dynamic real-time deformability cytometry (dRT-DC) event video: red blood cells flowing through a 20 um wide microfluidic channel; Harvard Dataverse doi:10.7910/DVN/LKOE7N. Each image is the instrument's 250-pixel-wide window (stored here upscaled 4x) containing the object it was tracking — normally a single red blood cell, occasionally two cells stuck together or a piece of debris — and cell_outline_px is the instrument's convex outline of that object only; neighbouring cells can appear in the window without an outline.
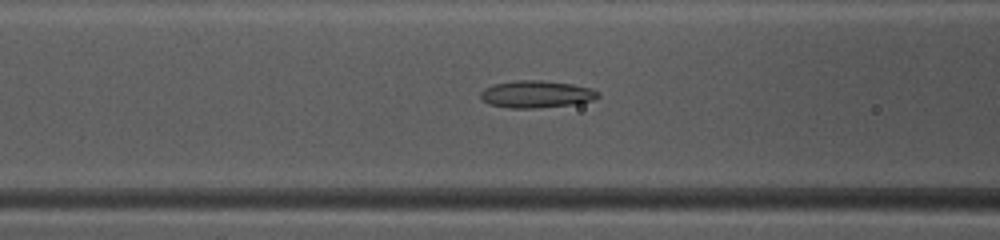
{"species": "common noctule bat (a hibernating species)", "species_latin": "Nyctalus noctula", "temperature_condition": "warm", "stored_images_in_passage": 44, "camera_frame_rate_fps": 3000, "um_per_image_px": 0.085, "animal": {"sex": "female", "body_mass_g": 10.0, "forearm_length_mm": 53.1}, "frame": {"image": 1, "passage_image": 16, "time_ms": 5.0, "image_size_px": [1000, 240], "cell_outline_px": [[600, 96], [592, 100], [576, 104], [536, 108], [512, 108], [488, 104], [480, 96], [480, 92], [484, 88], [492, 84], [520, 80], [540, 80], [572, 84], [592, 88], [600, 92]], "centroid_in_image_um": [45.61, 8.0], "position_along_channel_um": 121.0, "area_um2": 18.67}}
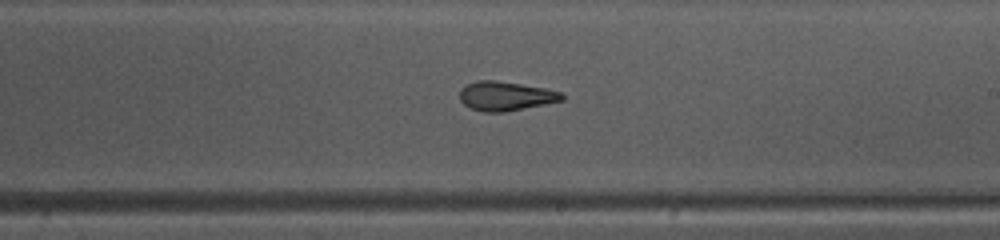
{"frame": {"image": 2, "passage_image": 25, "time_ms": 8.0, "image_size_px": [1000, 240], "cell_outline_px": [[564, 100], [504, 112], [484, 112], [472, 108], [464, 104], [460, 100], [460, 88], [464, 84], [476, 80], [496, 80], [544, 88], [560, 92], [564, 96]], "centroid_in_image_um": [42.93, 8.15], "position_along_channel_um": 246.1, "area_um2": 17.34}}
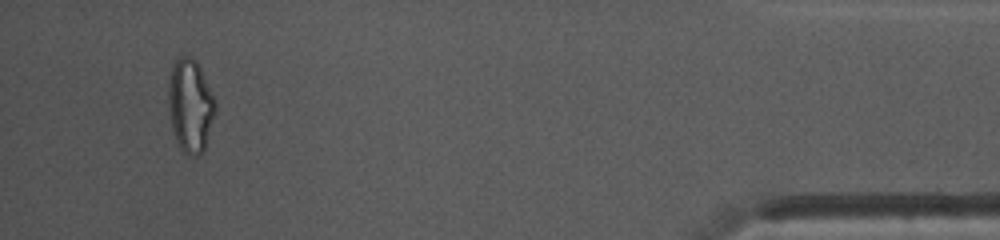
{"frame": {"image": 3, "passage_image": 42, "time_ms": 13.667, "image_size_px": [1000, 240], "cell_outline_px": [[216, 112], [204, 148], [196, 156], [188, 156], [180, 148], [176, 140], [172, 128], [168, 104], [168, 84], [172, 64], [180, 56], [192, 56], [196, 60], [216, 100]], "centroid_in_image_um": [16.17, 8.95], "position_along_channel_um": 419.0, "area_um2": 25.55}, "authors_computed_cell_mechanics": {"area_um2": 18.8139, "velocity_mm_per_s": 4.1548, "shape_relaxation_time_tau1_ms": 5.9082, "shape_relaxation_time_tau2_ms": 3.3857, "deformation_change_tau1": 0.1857, "deformation_change_tau2": 0.1194}}